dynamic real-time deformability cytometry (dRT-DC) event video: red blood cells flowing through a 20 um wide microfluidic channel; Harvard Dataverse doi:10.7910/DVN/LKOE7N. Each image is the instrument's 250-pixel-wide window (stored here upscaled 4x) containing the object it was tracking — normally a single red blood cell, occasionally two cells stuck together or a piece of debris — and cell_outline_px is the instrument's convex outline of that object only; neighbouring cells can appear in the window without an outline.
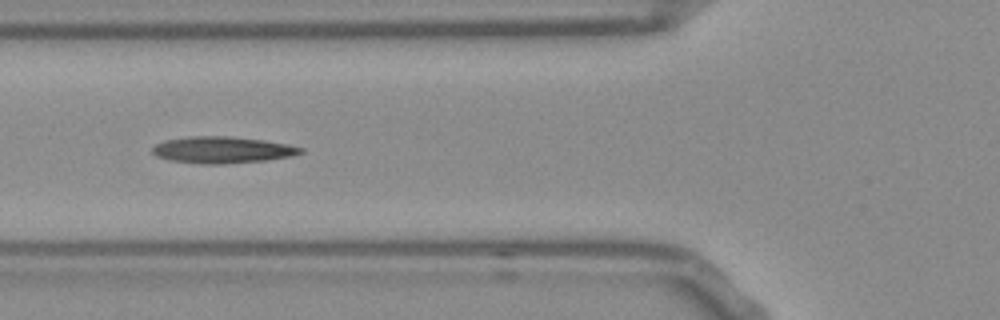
{"species": "Egyptian fruit bat (a non-hibernating species)", "species_latin": "Rousettus aegyptiacus", "temperature_condition": "room temperature", "stored_images_in_passage": 42, "camera_frame_rate_fps": 3000, "um_per_image_px": 0.085, "frame": {"image": 1, "passage_image": 7, "time_ms": 2.0, "image_size_px": [1000, 320], "cell_outline_px": [[304, 152], [292, 156], [268, 160], [224, 164], [204, 164], [168, 160], [156, 156], [152, 152], [152, 148], [156, 144], [164, 140], [192, 136], [232, 136], [264, 140], [288, 144], [304, 148]], "centroid_in_image_um": [18.92, 12.74], "position_along_channel_um": 106.9, "area_um2": 23.18}, "authors_computed_cell_mechanics": {"area_um2": 21.964, "velocity_mm_per_s": 3.7856, "shape_relaxation_time_tau1_ms": null, "shape_relaxation_time_tau2_ms": 4.33, "deformation_change_tau1": null, "deformation_change_tau2": 0.1512}}